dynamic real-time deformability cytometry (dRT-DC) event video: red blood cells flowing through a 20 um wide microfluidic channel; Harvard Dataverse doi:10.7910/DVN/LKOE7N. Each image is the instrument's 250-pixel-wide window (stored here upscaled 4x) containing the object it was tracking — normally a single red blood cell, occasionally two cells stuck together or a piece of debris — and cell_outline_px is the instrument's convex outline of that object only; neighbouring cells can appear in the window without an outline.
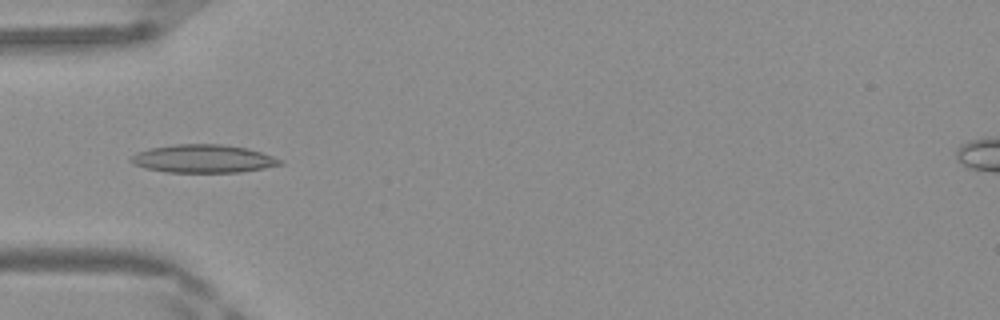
{"species": "Egyptian fruit bat (a non-hibernating species)", "species_latin": "Rousettus aegyptiacus", "temperature_condition": "warm", "stored_images_in_passage": 37, "camera_frame_rate_fps": 3000, "um_per_image_px": 0.085, "frame": {"image": 1, "passage_image": 9, "time_ms": 2.667, "image_size_px": [1000, 320], "cell_outline_px": [[284, 164], [264, 168], [240, 172], [168, 172], [144, 168], [132, 164], [128, 160], [136, 152], [148, 148], [176, 144], [220, 144], [248, 148], [284, 160]], "centroid_in_image_um": [17.25, 13.49], "position_along_channel_um": 67.7, "area_um2": 24.57}}
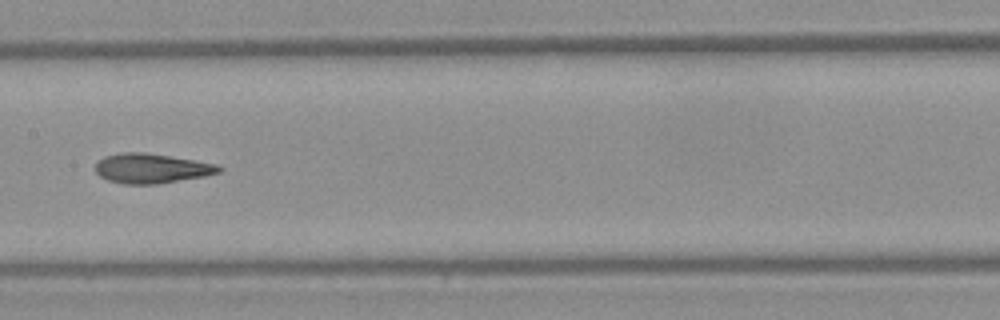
{"frame": {"image": 2, "passage_image": 18, "time_ms": 5.667, "image_size_px": [1000, 320], "cell_outline_px": [[224, 168], [220, 172], [204, 176], [156, 184], [124, 184], [108, 180], [100, 176], [96, 172], [96, 164], [104, 156], [120, 152], [144, 152], [220, 164]], "centroid_in_image_um": [12.9, 14.3], "position_along_channel_um": 194.5, "area_um2": 21.39}}
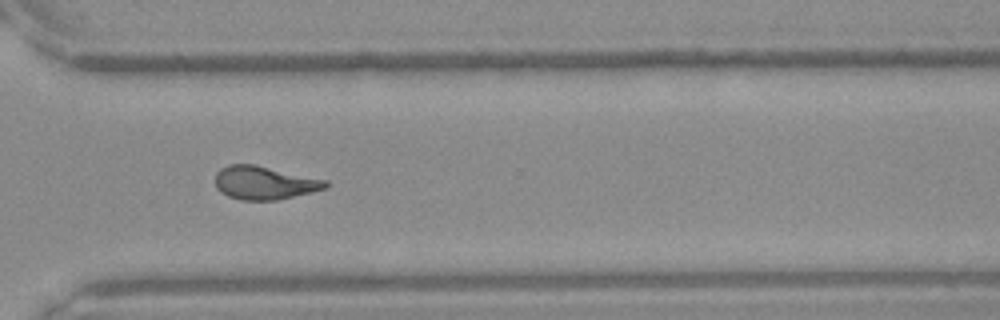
{"frame": {"image": 3, "passage_image": 29, "time_ms": 9.333, "image_size_px": [1000, 320], "cell_outline_px": [[328, 188], [312, 192], [276, 200], [240, 200], [228, 196], [220, 192], [216, 188], [216, 172], [220, 168], [228, 164], [256, 164], [328, 180]], "centroid_in_image_um": [22.48, 15.53], "position_along_channel_um": 348.1, "area_um2": 21.68}, "authors_computed_cell_mechanics": {"area_um2": 21.5016, "velocity_mm_per_s": 4.1965, "shape_relaxation_time_tau1_ms": 10.9422, "shape_relaxation_time_tau2_ms": 1.612, "deformation_change_tau1": 0.306, "deformation_change_tau2": 0.097}}